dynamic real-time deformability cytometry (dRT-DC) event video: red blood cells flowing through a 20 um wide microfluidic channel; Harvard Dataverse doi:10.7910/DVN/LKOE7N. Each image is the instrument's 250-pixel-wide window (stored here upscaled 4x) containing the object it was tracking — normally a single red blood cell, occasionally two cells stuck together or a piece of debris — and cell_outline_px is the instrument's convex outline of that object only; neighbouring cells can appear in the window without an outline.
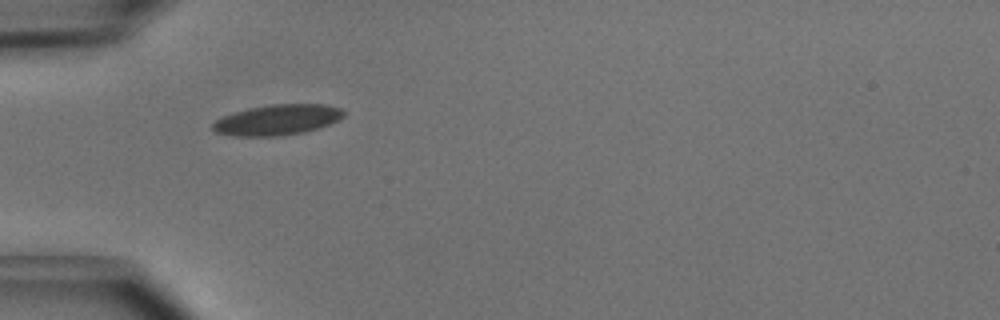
{"species": "common noctule bat (a hibernating species)", "species_latin": "Nyctalus noctula", "temperature_condition": "cold", "stored_images_in_passage": 5, "camera_frame_rate_fps": 3000, "um_per_image_px": 0.085, "animal": {"sex": "male", "body_mass_g": 15.6}, "frame": {"image": 1, "passage_image": 5, "time_ms": 1.333, "image_size_px": [1000, 320], "cell_outline_px": [[344, 116], [340, 120], [316, 128], [300, 132], [276, 136], [232, 136], [216, 132], [212, 128], [212, 124], [216, 120], [224, 116], [248, 108], [272, 104], [324, 104], [340, 108], [344, 112]], "centroid_in_image_um": [23.57, 10.18], "position_along_channel_um": 61.4, "area_um2": 23.0}}